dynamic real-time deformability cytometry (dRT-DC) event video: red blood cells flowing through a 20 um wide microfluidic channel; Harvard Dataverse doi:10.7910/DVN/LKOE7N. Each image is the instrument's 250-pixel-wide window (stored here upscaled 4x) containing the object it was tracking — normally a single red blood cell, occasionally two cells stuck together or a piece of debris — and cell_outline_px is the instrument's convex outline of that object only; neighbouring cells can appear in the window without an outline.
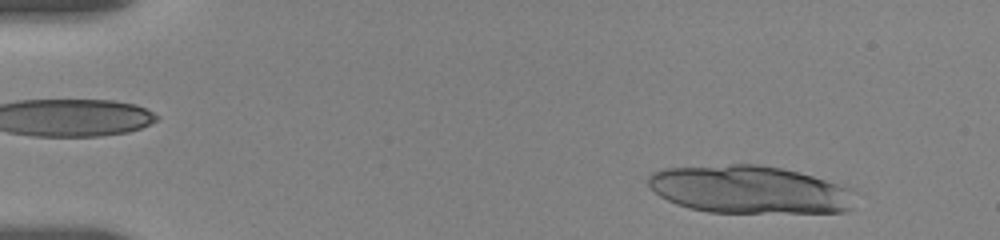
{"species": "human", "species_latin": "Homo sapiens", "temperature_condition": "room temperature", "stored_images_in_passage": 26, "camera_frame_rate_fps": 3000, "um_per_image_px": 0.085, "donor": {"sex": "female"}, "frame": {"image": 1, "passage_image": 1, "time_ms": 0.0, "image_size_px": [1000, 240], "cell_outline_px": [[856, 192], [852, 208], [844, 212], [708, 212], [688, 208], [676, 204], [660, 196], [648, 184], [648, 176], [652, 172], [664, 168], [728, 164], [760, 164], [780, 168], [812, 176], [852, 188]], "centroid_in_image_um": [63.71, 16.11], "position_along_channel_um": 21.3, "area_um2": 57.74}}
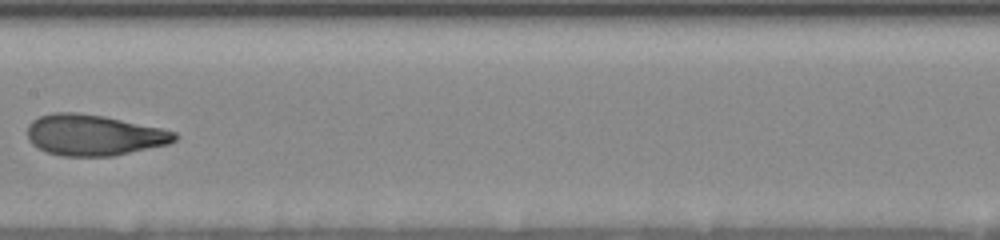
{"frame": {"image": 2, "passage_image": 12, "time_ms": 8.0, "image_size_px": [1000, 240], "cell_outline_px": [[180, 136], [176, 140], [168, 144], [112, 156], [60, 156], [48, 152], [32, 144], [28, 140], [28, 124], [32, 120], [40, 116], [52, 112], [76, 112], [104, 116], [160, 128], [176, 132]], "centroid_in_image_um": [7.96, 11.48], "position_along_channel_um": 199.4, "area_um2": 35.08}}
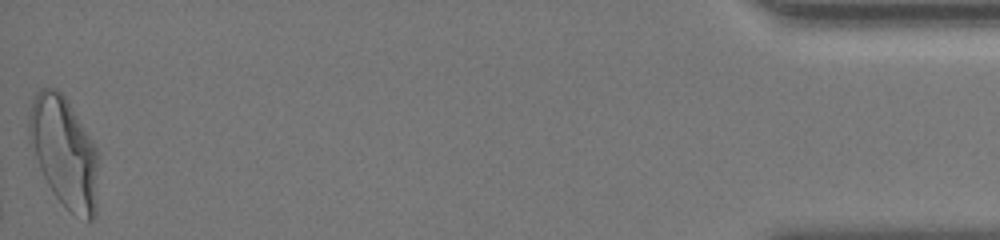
{"frame": {"image": 3, "passage_image": 26, "time_ms": 16.667, "image_size_px": [1000, 240], "cell_outline_px": [[100, 152], [96, 216], [92, 220], [88, 220], [72, 212], [56, 196], [48, 184], [40, 168], [28, 140], [28, 112], [32, 100], [36, 92], [40, 88], [56, 88], [68, 100]], "centroid_in_image_um": [5.49, 12.9], "position_along_channel_um": 429.7, "area_um2": 45.14}, "authors_computed_cell_mechanics": {"area_um2": 35.3158, "velocity_mm_per_s": 3.6247, "shape_relaxation_time_tau1_ms": 5.5878, "shape_relaxation_time_tau2_ms": 0.9915, "deformation_change_tau1": 0.196, "deformation_change_tau2": 0.0739}}